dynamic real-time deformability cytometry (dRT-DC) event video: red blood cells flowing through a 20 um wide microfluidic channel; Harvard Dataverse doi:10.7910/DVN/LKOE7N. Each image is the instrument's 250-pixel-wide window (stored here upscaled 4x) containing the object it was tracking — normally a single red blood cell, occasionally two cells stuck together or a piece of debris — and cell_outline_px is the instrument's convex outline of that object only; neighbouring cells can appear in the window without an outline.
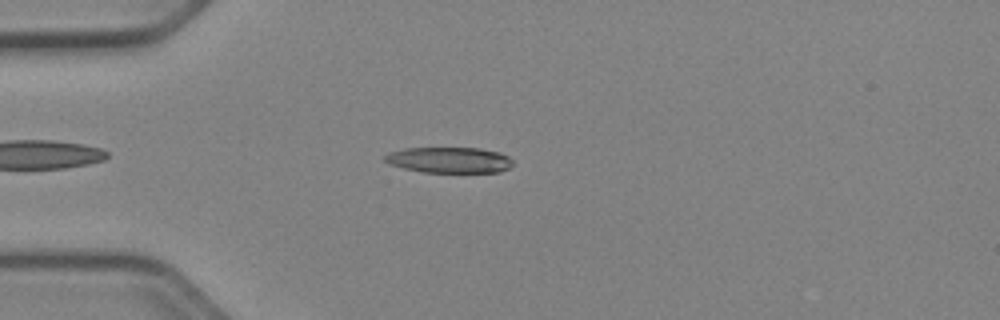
{"species": "Egyptian fruit bat (a non-hibernating species)", "species_latin": "Rousettus aegyptiacus", "temperature_condition": "cold", "stored_images_in_passage": 37, "camera_frame_rate_fps": 3000, "um_per_image_px": 0.085, "animal": {"sex": "female"}, "frame": {"image": 1, "passage_image": 6, "time_ms": 1.667, "image_size_px": [1000, 320], "cell_outline_px": [[512, 168], [500, 172], [420, 172], [388, 164], [384, 160], [384, 156], [388, 152], [404, 148], [480, 148], [500, 152], [508, 156], [512, 160]], "centroid_in_image_um": [38.19, 13.6], "position_along_channel_um": 46.8, "area_um2": 19.48}}
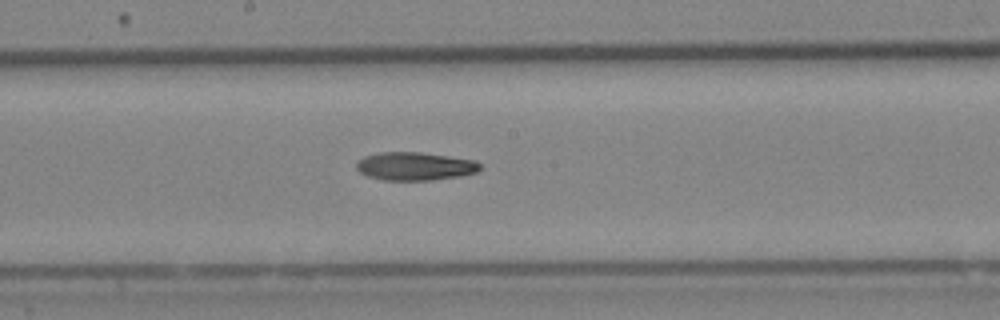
{"frame": {"image": 2, "passage_image": 20, "time_ms": 6.333, "image_size_px": [1000, 320], "cell_outline_px": [[480, 168], [476, 172], [460, 176], [432, 180], [384, 180], [368, 176], [360, 172], [356, 168], [356, 164], [364, 156], [380, 152], [420, 152], [476, 160], [480, 164]], "centroid_in_image_um": [35.27, 14.13], "position_along_channel_um": 212.9, "area_um2": 20.23}}
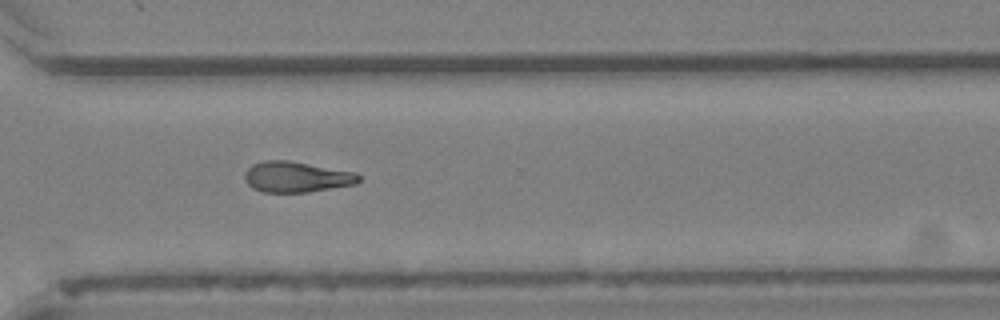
{"frame": {"image": 3, "passage_image": 30, "time_ms": 9.667, "image_size_px": [1000, 320], "cell_outline_px": [[360, 180], [356, 184], [308, 192], [264, 192], [252, 188], [244, 180], [244, 172], [252, 164], [268, 160], [288, 160], [356, 172], [360, 176]], "centroid_in_image_um": [25.19, 15.04], "position_along_channel_um": 345.4, "area_um2": 20.46}, "authors_computed_cell_mechanics": {"area_um2": 20.4034, "velocity_mm_per_s": 3.9672, "shape_relaxation_time_tau1_ms": 10.7265, "shape_relaxation_time_tau2_ms": null, "deformation_change_tau1": 0.2364, "deformation_change_tau2": null}}